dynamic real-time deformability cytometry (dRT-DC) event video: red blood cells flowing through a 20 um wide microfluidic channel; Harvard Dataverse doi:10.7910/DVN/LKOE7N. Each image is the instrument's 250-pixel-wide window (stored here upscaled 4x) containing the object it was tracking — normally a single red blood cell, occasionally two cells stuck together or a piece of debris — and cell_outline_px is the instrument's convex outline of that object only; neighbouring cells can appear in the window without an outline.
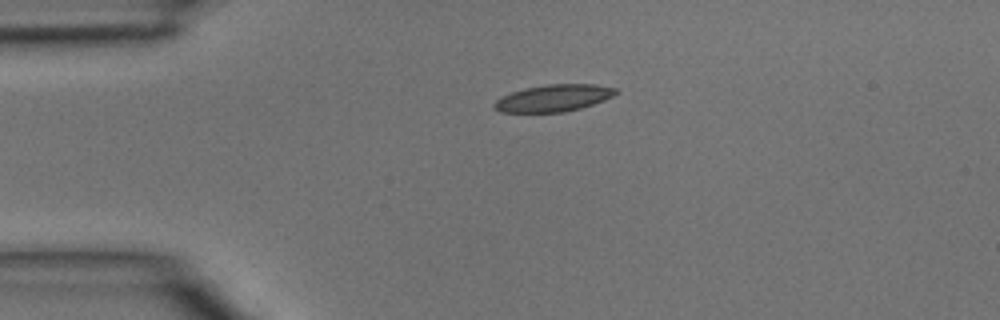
{"species": "common noctule bat (a hibernating species)", "species_latin": "Nyctalus noctula", "temperature_condition": "room temperature", "stored_images_in_passage": 2, "camera_frame_rate_fps": 3000, "um_per_image_px": 0.085, "animal": {"sex": "male", "body_mass_g": 15.6}, "frame": {"image": 1, "passage_image": 2, "time_ms": 0.333, "image_size_px": [1000, 320], "cell_outline_px": [[620, 92], [604, 100], [580, 108], [564, 112], [500, 112], [492, 108], [492, 104], [500, 96], [524, 88], [548, 84], [596, 84], [616, 88]], "centroid_in_image_um": [47.03, 8.33], "position_along_channel_um": 38.0, "area_um2": 19.19}}